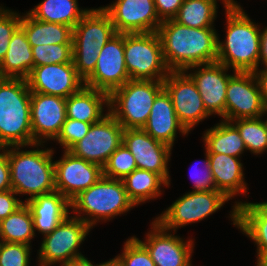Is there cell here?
Wrapping results in <instances>:
<instances>
[{
  "label": "cell",
  "instance_id": "40",
  "mask_svg": "<svg viewBox=\"0 0 267 266\" xmlns=\"http://www.w3.org/2000/svg\"><path fill=\"white\" fill-rule=\"evenodd\" d=\"M91 125L92 123L66 118L59 135L54 141L59 143L63 150H69L88 133Z\"/></svg>",
  "mask_w": 267,
  "mask_h": 266
},
{
  "label": "cell",
  "instance_id": "36",
  "mask_svg": "<svg viewBox=\"0 0 267 266\" xmlns=\"http://www.w3.org/2000/svg\"><path fill=\"white\" fill-rule=\"evenodd\" d=\"M137 168L133 154L122 143L102 167L103 176L111 179H123Z\"/></svg>",
  "mask_w": 267,
  "mask_h": 266
},
{
  "label": "cell",
  "instance_id": "39",
  "mask_svg": "<svg viewBox=\"0 0 267 266\" xmlns=\"http://www.w3.org/2000/svg\"><path fill=\"white\" fill-rule=\"evenodd\" d=\"M22 16L17 11L0 6V63L5 57L12 34L20 26Z\"/></svg>",
  "mask_w": 267,
  "mask_h": 266
},
{
  "label": "cell",
  "instance_id": "20",
  "mask_svg": "<svg viewBox=\"0 0 267 266\" xmlns=\"http://www.w3.org/2000/svg\"><path fill=\"white\" fill-rule=\"evenodd\" d=\"M30 115L33 144L45 143L47 140L54 141L67 118L66 99L31 92Z\"/></svg>",
  "mask_w": 267,
  "mask_h": 266
},
{
  "label": "cell",
  "instance_id": "31",
  "mask_svg": "<svg viewBox=\"0 0 267 266\" xmlns=\"http://www.w3.org/2000/svg\"><path fill=\"white\" fill-rule=\"evenodd\" d=\"M235 0H222L223 8L235 4ZM217 0H183L177 16L174 18L181 25L194 28H214L217 17Z\"/></svg>",
  "mask_w": 267,
  "mask_h": 266
},
{
  "label": "cell",
  "instance_id": "32",
  "mask_svg": "<svg viewBox=\"0 0 267 266\" xmlns=\"http://www.w3.org/2000/svg\"><path fill=\"white\" fill-rule=\"evenodd\" d=\"M123 184L128 197L137 205L158 198L162 187H169V184L157 173L136 168L125 176Z\"/></svg>",
  "mask_w": 267,
  "mask_h": 266
},
{
  "label": "cell",
  "instance_id": "19",
  "mask_svg": "<svg viewBox=\"0 0 267 266\" xmlns=\"http://www.w3.org/2000/svg\"><path fill=\"white\" fill-rule=\"evenodd\" d=\"M26 81L31 92L65 99L84 86V80L77 74L74 62L34 66Z\"/></svg>",
  "mask_w": 267,
  "mask_h": 266
},
{
  "label": "cell",
  "instance_id": "3",
  "mask_svg": "<svg viewBox=\"0 0 267 266\" xmlns=\"http://www.w3.org/2000/svg\"><path fill=\"white\" fill-rule=\"evenodd\" d=\"M43 146V143H34L30 147L37 149L25 151L22 148L27 146L7 147L12 190L17 195H30L25 198L26 201L56 191L53 161L55 150L38 148H44Z\"/></svg>",
  "mask_w": 267,
  "mask_h": 266
},
{
  "label": "cell",
  "instance_id": "43",
  "mask_svg": "<svg viewBox=\"0 0 267 266\" xmlns=\"http://www.w3.org/2000/svg\"><path fill=\"white\" fill-rule=\"evenodd\" d=\"M159 19L163 22L174 19L183 3V0H154Z\"/></svg>",
  "mask_w": 267,
  "mask_h": 266
},
{
  "label": "cell",
  "instance_id": "28",
  "mask_svg": "<svg viewBox=\"0 0 267 266\" xmlns=\"http://www.w3.org/2000/svg\"><path fill=\"white\" fill-rule=\"evenodd\" d=\"M20 27L31 47L45 44H73V28L59 23L43 22L29 12L22 15Z\"/></svg>",
  "mask_w": 267,
  "mask_h": 266
},
{
  "label": "cell",
  "instance_id": "21",
  "mask_svg": "<svg viewBox=\"0 0 267 266\" xmlns=\"http://www.w3.org/2000/svg\"><path fill=\"white\" fill-rule=\"evenodd\" d=\"M191 69L192 71L195 70L189 73L188 70L191 71ZM228 69L216 61L194 65L185 70L196 83L206 111L210 115L217 114L222 117V120H225L226 91L231 76V74H227Z\"/></svg>",
  "mask_w": 267,
  "mask_h": 266
},
{
  "label": "cell",
  "instance_id": "18",
  "mask_svg": "<svg viewBox=\"0 0 267 266\" xmlns=\"http://www.w3.org/2000/svg\"><path fill=\"white\" fill-rule=\"evenodd\" d=\"M133 154L138 169L159 174L170 185L168 162L172 148L153 139L142 128L124 129L123 142Z\"/></svg>",
  "mask_w": 267,
  "mask_h": 266
},
{
  "label": "cell",
  "instance_id": "2",
  "mask_svg": "<svg viewBox=\"0 0 267 266\" xmlns=\"http://www.w3.org/2000/svg\"><path fill=\"white\" fill-rule=\"evenodd\" d=\"M226 38L217 42V62L232 71L254 72L258 69L260 26L253 22L239 3L225 8Z\"/></svg>",
  "mask_w": 267,
  "mask_h": 266
},
{
  "label": "cell",
  "instance_id": "5",
  "mask_svg": "<svg viewBox=\"0 0 267 266\" xmlns=\"http://www.w3.org/2000/svg\"><path fill=\"white\" fill-rule=\"evenodd\" d=\"M70 205L72 209L70 213H75L76 215L73 214L75 217L86 222L91 228L98 222L110 221L115 216L123 215L136 207L128 197L121 179L104 176L76 196Z\"/></svg>",
  "mask_w": 267,
  "mask_h": 266
},
{
  "label": "cell",
  "instance_id": "25",
  "mask_svg": "<svg viewBox=\"0 0 267 266\" xmlns=\"http://www.w3.org/2000/svg\"><path fill=\"white\" fill-rule=\"evenodd\" d=\"M210 167L214 176L216 190L229 199L247 193V184L241 159L220 153H208Z\"/></svg>",
  "mask_w": 267,
  "mask_h": 266
},
{
  "label": "cell",
  "instance_id": "49",
  "mask_svg": "<svg viewBox=\"0 0 267 266\" xmlns=\"http://www.w3.org/2000/svg\"><path fill=\"white\" fill-rule=\"evenodd\" d=\"M256 262V266H267V251Z\"/></svg>",
  "mask_w": 267,
  "mask_h": 266
},
{
  "label": "cell",
  "instance_id": "24",
  "mask_svg": "<svg viewBox=\"0 0 267 266\" xmlns=\"http://www.w3.org/2000/svg\"><path fill=\"white\" fill-rule=\"evenodd\" d=\"M32 217L34 231L46 235L51 233L68 215L70 202L60 193L54 191L25 201Z\"/></svg>",
  "mask_w": 267,
  "mask_h": 266
},
{
  "label": "cell",
  "instance_id": "34",
  "mask_svg": "<svg viewBox=\"0 0 267 266\" xmlns=\"http://www.w3.org/2000/svg\"><path fill=\"white\" fill-rule=\"evenodd\" d=\"M263 117L230 121L237 128L246 149L255 155L263 154L267 150V120Z\"/></svg>",
  "mask_w": 267,
  "mask_h": 266
},
{
  "label": "cell",
  "instance_id": "9",
  "mask_svg": "<svg viewBox=\"0 0 267 266\" xmlns=\"http://www.w3.org/2000/svg\"><path fill=\"white\" fill-rule=\"evenodd\" d=\"M91 227L80 218L67 216L51 233L44 235L38 251V264L63 266L71 259L82 256L78 248L83 244Z\"/></svg>",
  "mask_w": 267,
  "mask_h": 266
},
{
  "label": "cell",
  "instance_id": "17",
  "mask_svg": "<svg viewBox=\"0 0 267 266\" xmlns=\"http://www.w3.org/2000/svg\"><path fill=\"white\" fill-rule=\"evenodd\" d=\"M102 8L109 14L116 33L157 32L162 23L154 0H115Z\"/></svg>",
  "mask_w": 267,
  "mask_h": 266
},
{
  "label": "cell",
  "instance_id": "41",
  "mask_svg": "<svg viewBox=\"0 0 267 266\" xmlns=\"http://www.w3.org/2000/svg\"><path fill=\"white\" fill-rule=\"evenodd\" d=\"M205 160L200 162H203V169H200V171L196 168L194 169V172L192 173V182L194 183V189L192 191H213L216 190L215 180L214 176L211 171L210 167V161L208 157V152L205 149ZM198 167V166H197ZM196 170V171H195ZM199 171V172H197ZM194 175V176H193ZM194 177V178H193Z\"/></svg>",
  "mask_w": 267,
  "mask_h": 266
},
{
  "label": "cell",
  "instance_id": "26",
  "mask_svg": "<svg viewBox=\"0 0 267 266\" xmlns=\"http://www.w3.org/2000/svg\"><path fill=\"white\" fill-rule=\"evenodd\" d=\"M103 107L109 109V95L86 86L66 99L67 118L85 123H97L107 115Z\"/></svg>",
  "mask_w": 267,
  "mask_h": 266
},
{
  "label": "cell",
  "instance_id": "33",
  "mask_svg": "<svg viewBox=\"0 0 267 266\" xmlns=\"http://www.w3.org/2000/svg\"><path fill=\"white\" fill-rule=\"evenodd\" d=\"M35 233L33 217L26 203L0 221V240L2 242L22 243L30 246Z\"/></svg>",
  "mask_w": 267,
  "mask_h": 266
},
{
  "label": "cell",
  "instance_id": "14",
  "mask_svg": "<svg viewBox=\"0 0 267 266\" xmlns=\"http://www.w3.org/2000/svg\"><path fill=\"white\" fill-rule=\"evenodd\" d=\"M163 85L171 96L176 116L188 132L211 116L204 107L196 83L185 71H171Z\"/></svg>",
  "mask_w": 267,
  "mask_h": 266
},
{
  "label": "cell",
  "instance_id": "45",
  "mask_svg": "<svg viewBox=\"0 0 267 266\" xmlns=\"http://www.w3.org/2000/svg\"><path fill=\"white\" fill-rule=\"evenodd\" d=\"M253 73L259 85L262 99L264 103L267 105V66H265L260 70L258 68Z\"/></svg>",
  "mask_w": 267,
  "mask_h": 266
},
{
  "label": "cell",
  "instance_id": "11",
  "mask_svg": "<svg viewBox=\"0 0 267 266\" xmlns=\"http://www.w3.org/2000/svg\"><path fill=\"white\" fill-rule=\"evenodd\" d=\"M259 85L253 72L233 71L226 91L225 120L266 116Z\"/></svg>",
  "mask_w": 267,
  "mask_h": 266
},
{
  "label": "cell",
  "instance_id": "37",
  "mask_svg": "<svg viewBox=\"0 0 267 266\" xmlns=\"http://www.w3.org/2000/svg\"><path fill=\"white\" fill-rule=\"evenodd\" d=\"M117 257L124 266H155L149 252L134 236L124 242L122 254Z\"/></svg>",
  "mask_w": 267,
  "mask_h": 266
},
{
  "label": "cell",
  "instance_id": "15",
  "mask_svg": "<svg viewBox=\"0 0 267 266\" xmlns=\"http://www.w3.org/2000/svg\"><path fill=\"white\" fill-rule=\"evenodd\" d=\"M144 241L134 236L149 252L155 266H193L194 240H184L163 228L155 219Z\"/></svg>",
  "mask_w": 267,
  "mask_h": 266
},
{
  "label": "cell",
  "instance_id": "38",
  "mask_svg": "<svg viewBox=\"0 0 267 266\" xmlns=\"http://www.w3.org/2000/svg\"><path fill=\"white\" fill-rule=\"evenodd\" d=\"M32 246L22 243L2 242L0 266H29Z\"/></svg>",
  "mask_w": 267,
  "mask_h": 266
},
{
  "label": "cell",
  "instance_id": "29",
  "mask_svg": "<svg viewBox=\"0 0 267 266\" xmlns=\"http://www.w3.org/2000/svg\"><path fill=\"white\" fill-rule=\"evenodd\" d=\"M203 142L208 153L240 158L244 150H247L237 128L230 121L222 119L204 132Z\"/></svg>",
  "mask_w": 267,
  "mask_h": 266
},
{
  "label": "cell",
  "instance_id": "16",
  "mask_svg": "<svg viewBox=\"0 0 267 266\" xmlns=\"http://www.w3.org/2000/svg\"><path fill=\"white\" fill-rule=\"evenodd\" d=\"M102 176L100 165L76 157L68 150H64L61 159L54 161L55 189L69 202Z\"/></svg>",
  "mask_w": 267,
  "mask_h": 266
},
{
  "label": "cell",
  "instance_id": "13",
  "mask_svg": "<svg viewBox=\"0 0 267 266\" xmlns=\"http://www.w3.org/2000/svg\"><path fill=\"white\" fill-rule=\"evenodd\" d=\"M123 131L124 128L108 112L99 122L92 124L88 133L68 151L103 167L122 144Z\"/></svg>",
  "mask_w": 267,
  "mask_h": 266
},
{
  "label": "cell",
  "instance_id": "44",
  "mask_svg": "<svg viewBox=\"0 0 267 266\" xmlns=\"http://www.w3.org/2000/svg\"><path fill=\"white\" fill-rule=\"evenodd\" d=\"M2 150V151H1ZM12 189L7 147L0 149V192Z\"/></svg>",
  "mask_w": 267,
  "mask_h": 266
},
{
  "label": "cell",
  "instance_id": "10",
  "mask_svg": "<svg viewBox=\"0 0 267 266\" xmlns=\"http://www.w3.org/2000/svg\"><path fill=\"white\" fill-rule=\"evenodd\" d=\"M229 200L219 190L190 191L172 203L155 220L163 228L176 232L180 227L208 218Z\"/></svg>",
  "mask_w": 267,
  "mask_h": 266
},
{
  "label": "cell",
  "instance_id": "4",
  "mask_svg": "<svg viewBox=\"0 0 267 266\" xmlns=\"http://www.w3.org/2000/svg\"><path fill=\"white\" fill-rule=\"evenodd\" d=\"M26 79L0 78V148L33 144Z\"/></svg>",
  "mask_w": 267,
  "mask_h": 266
},
{
  "label": "cell",
  "instance_id": "8",
  "mask_svg": "<svg viewBox=\"0 0 267 266\" xmlns=\"http://www.w3.org/2000/svg\"><path fill=\"white\" fill-rule=\"evenodd\" d=\"M124 56L130 80L163 81L171 72L157 32L124 33Z\"/></svg>",
  "mask_w": 267,
  "mask_h": 266
},
{
  "label": "cell",
  "instance_id": "1",
  "mask_svg": "<svg viewBox=\"0 0 267 266\" xmlns=\"http://www.w3.org/2000/svg\"><path fill=\"white\" fill-rule=\"evenodd\" d=\"M157 34L170 71L217 61L219 34L214 28L188 27L170 19L160 24Z\"/></svg>",
  "mask_w": 267,
  "mask_h": 266
},
{
  "label": "cell",
  "instance_id": "22",
  "mask_svg": "<svg viewBox=\"0 0 267 266\" xmlns=\"http://www.w3.org/2000/svg\"><path fill=\"white\" fill-rule=\"evenodd\" d=\"M150 111L148 121L142 129L153 139L173 148L177 131L188 135L189 132L176 116L171 96L165 88L157 94Z\"/></svg>",
  "mask_w": 267,
  "mask_h": 266
},
{
  "label": "cell",
  "instance_id": "35",
  "mask_svg": "<svg viewBox=\"0 0 267 266\" xmlns=\"http://www.w3.org/2000/svg\"><path fill=\"white\" fill-rule=\"evenodd\" d=\"M34 66L73 62V44H45L32 47Z\"/></svg>",
  "mask_w": 267,
  "mask_h": 266
},
{
  "label": "cell",
  "instance_id": "47",
  "mask_svg": "<svg viewBox=\"0 0 267 266\" xmlns=\"http://www.w3.org/2000/svg\"><path fill=\"white\" fill-rule=\"evenodd\" d=\"M63 266H100V264H94L88 260L84 255L71 259L66 262Z\"/></svg>",
  "mask_w": 267,
  "mask_h": 266
},
{
  "label": "cell",
  "instance_id": "46",
  "mask_svg": "<svg viewBox=\"0 0 267 266\" xmlns=\"http://www.w3.org/2000/svg\"><path fill=\"white\" fill-rule=\"evenodd\" d=\"M267 66V27L260 29V52L258 58V68L259 65Z\"/></svg>",
  "mask_w": 267,
  "mask_h": 266
},
{
  "label": "cell",
  "instance_id": "30",
  "mask_svg": "<svg viewBox=\"0 0 267 266\" xmlns=\"http://www.w3.org/2000/svg\"><path fill=\"white\" fill-rule=\"evenodd\" d=\"M78 0H43L28 12L37 20L74 28L90 9L79 8Z\"/></svg>",
  "mask_w": 267,
  "mask_h": 266
},
{
  "label": "cell",
  "instance_id": "42",
  "mask_svg": "<svg viewBox=\"0 0 267 266\" xmlns=\"http://www.w3.org/2000/svg\"><path fill=\"white\" fill-rule=\"evenodd\" d=\"M15 195L17 196L12 189L0 192V221L7 218L25 203Z\"/></svg>",
  "mask_w": 267,
  "mask_h": 266
},
{
  "label": "cell",
  "instance_id": "48",
  "mask_svg": "<svg viewBox=\"0 0 267 266\" xmlns=\"http://www.w3.org/2000/svg\"><path fill=\"white\" fill-rule=\"evenodd\" d=\"M100 266H124V264L117 256H115V258L110 259L109 261L100 263Z\"/></svg>",
  "mask_w": 267,
  "mask_h": 266
},
{
  "label": "cell",
  "instance_id": "27",
  "mask_svg": "<svg viewBox=\"0 0 267 266\" xmlns=\"http://www.w3.org/2000/svg\"><path fill=\"white\" fill-rule=\"evenodd\" d=\"M33 67L32 47L19 26L12 34L8 50L0 63V78L26 79Z\"/></svg>",
  "mask_w": 267,
  "mask_h": 266
},
{
  "label": "cell",
  "instance_id": "23",
  "mask_svg": "<svg viewBox=\"0 0 267 266\" xmlns=\"http://www.w3.org/2000/svg\"><path fill=\"white\" fill-rule=\"evenodd\" d=\"M230 218L233 225L257 246V260L267 251V202L236 201Z\"/></svg>",
  "mask_w": 267,
  "mask_h": 266
},
{
  "label": "cell",
  "instance_id": "6",
  "mask_svg": "<svg viewBox=\"0 0 267 266\" xmlns=\"http://www.w3.org/2000/svg\"><path fill=\"white\" fill-rule=\"evenodd\" d=\"M115 34L112 20L102 7L90 9L73 28V62L83 80L94 71L98 54Z\"/></svg>",
  "mask_w": 267,
  "mask_h": 266
},
{
  "label": "cell",
  "instance_id": "7",
  "mask_svg": "<svg viewBox=\"0 0 267 266\" xmlns=\"http://www.w3.org/2000/svg\"><path fill=\"white\" fill-rule=\"evenodd\" d=\"M163 81L128 80L109 95V113L124 129L143 128Z\"/></svg>",
  "mask_w": 267,
  "mask_h": 266
},
{
  "label": "cell",
  "instance_id": "12",
  "mask_svg": "<svg viewBox=\"0 0 267 266\" xmlns=\"http://www.w3.org/2000/svg\"><path fill=\"white\" fill-rule=\"evenodd\" d=\"M128 80L130 76L124 56V33H116L98 54L95 69L84 80V86L110 95Z\"/></svg>",
  "mask_w": 267,
  "mask_h": 266
}]
</instances>
